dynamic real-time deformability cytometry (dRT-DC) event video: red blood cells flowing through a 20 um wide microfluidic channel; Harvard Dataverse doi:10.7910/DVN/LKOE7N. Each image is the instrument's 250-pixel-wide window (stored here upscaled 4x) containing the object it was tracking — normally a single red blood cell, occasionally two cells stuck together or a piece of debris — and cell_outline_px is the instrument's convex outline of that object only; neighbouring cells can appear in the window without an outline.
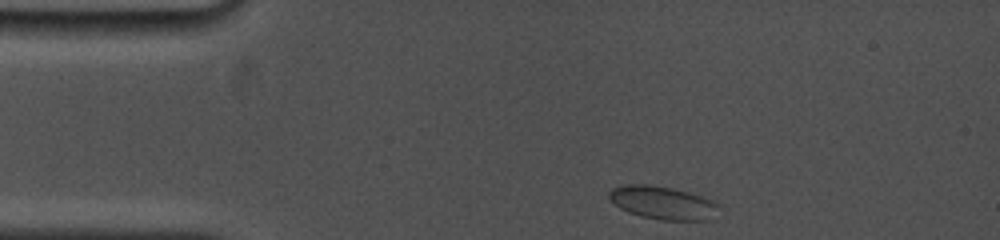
{"species": "common noctule bat (a hibernating species)", "species_latin": "Nyctalus noctula", "temperature_condition": "cold", "stored_images_in_passage": 5, "camera_frame_rate_fps": 5000, "um_per_image_px": 0.085, "animal": {"sex": "female", "body_mass_g": 19.0, "forearm_length_mm": 53.3}, "frame": {"image": 1, "passage_image": 1, "time_ms": 0.0, "image_size_px": [1000, 240], "cell_outline_px": [[720, 204], [708, 220], [660, 220], [640, 216], [628, 212], [620, 208], [608, 196], [608, 192], [612, 188], [624, 184], [648, 184], [672, 188], [704, 196], [716, 200]], "centroid_in_image_um": [56.33, 17.22], "position_along_channel_um": 28.7, "area_um2": 21.21}}
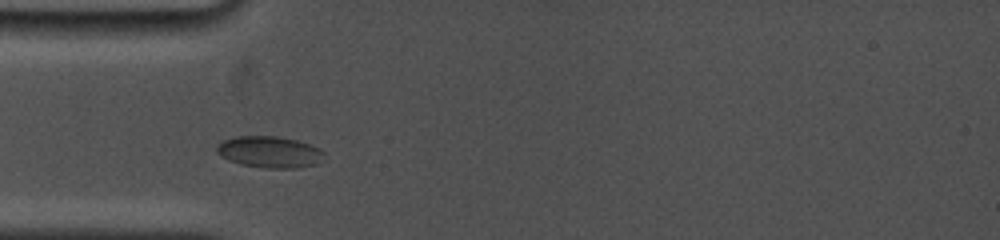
{"frame": {"image": 2, "passage_image": 4, "time_ms": 2.2, "image_size_px": [1000, 240], "cell_outline_px": [[324, 152], [316, 164], [296, 168], [268, 168], [244, 164], [228, 160], [220, 156], [216, 152], [216, 148], [224, 140], [236, 136], [276, 136], [296, 140], [320, 148]], "centroid_in_image_um": [22.89, 12.91], "position_along_channel_um": 62.1, "area_um2": 19.36}}